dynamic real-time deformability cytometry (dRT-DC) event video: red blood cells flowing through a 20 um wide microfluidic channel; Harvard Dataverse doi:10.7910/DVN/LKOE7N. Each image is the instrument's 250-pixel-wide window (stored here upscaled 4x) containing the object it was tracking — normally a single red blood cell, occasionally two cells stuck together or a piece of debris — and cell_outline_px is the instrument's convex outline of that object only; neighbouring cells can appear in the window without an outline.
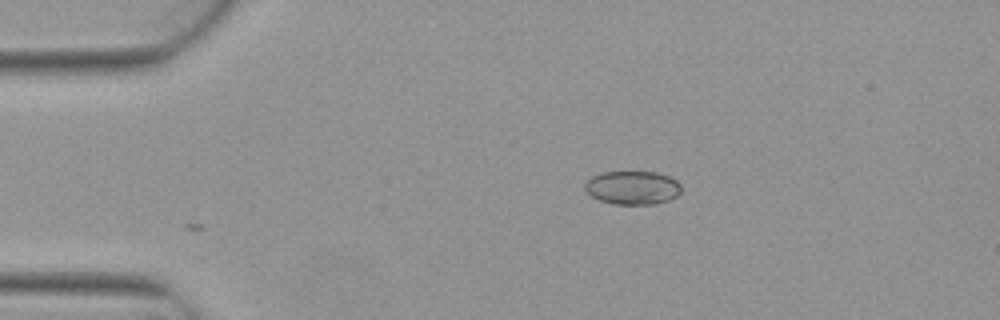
{"species": "Egyptian fruit bat (a non-hibernating species)", "species_latin": "Rousettus aegyptiacus", "temperature_condition": "warm", "stored_images_in_passage": 7, "camera_frame_rate_fps": 3000, "um_per_image_px": 0.085, "animal": {"sex": "female"}, "frame": {"image": 1, "passage_image": 3, "time_ms": 0.667, "image_size_px": [1000, 320], "cell_outline_px": [[680, 192], [676, 196], [668, 200], [656, 204], [612, 204], [600, 200], [592, 196], [584, 188], [584, 184], [592, 176], [600, 172], [656, 172], [668, 176], [676, 180], [680, 184]], "centroid_in_image_um": [53.75, 15.95], "position_along_channel_um": 31.2, "area_um2": 18.79}}
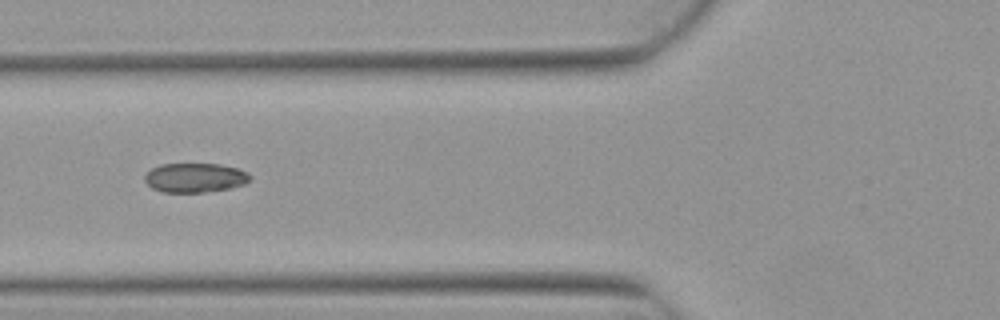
{"frame": {"image": 2, "passage_image": 6, "time_ms": 1.667, "image_size_px": [1000, 320], "cell_outline_px": [[252, 176], [244, 184], [228, 188], [204, 192], [160, 192], [152, 188], [144, 180], [144, 176], [152, 168], [160, 164], [220, 164], [236, 168], [248, 172]], "centroid_in_image_um": [16.55, 15.1], "position_along_channel_um": 109.2, "area_um2": 17.92}}
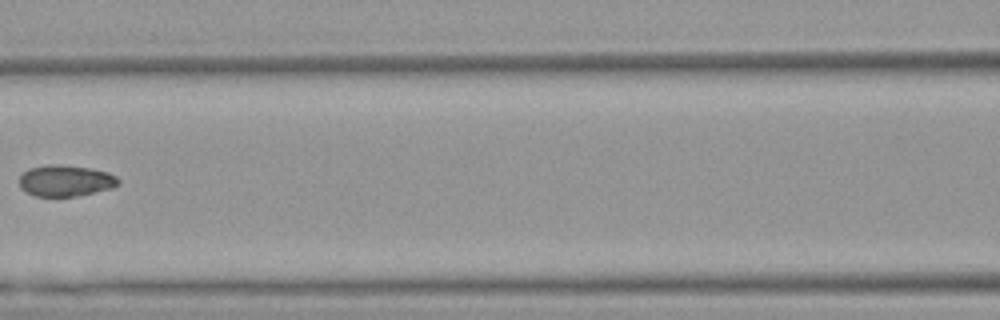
{"frame": {"image": 3, "passage_image": 7, "time_ms": 2.0, "image_size_px": [1000, 320], "cell_outline_px": [[120, 184], [112, 188], [76, 196], [36, 196], [24, 192], [20, 188], [20, 176], [28, 168], [48, 164], [60, 164], [92, 168], [108, 172], [116, 176], [120, 180]], "centroid_in_image_um": [5.57, 15.35], "position_along_channel_um": 161.0, "area_um2": 18.26}}